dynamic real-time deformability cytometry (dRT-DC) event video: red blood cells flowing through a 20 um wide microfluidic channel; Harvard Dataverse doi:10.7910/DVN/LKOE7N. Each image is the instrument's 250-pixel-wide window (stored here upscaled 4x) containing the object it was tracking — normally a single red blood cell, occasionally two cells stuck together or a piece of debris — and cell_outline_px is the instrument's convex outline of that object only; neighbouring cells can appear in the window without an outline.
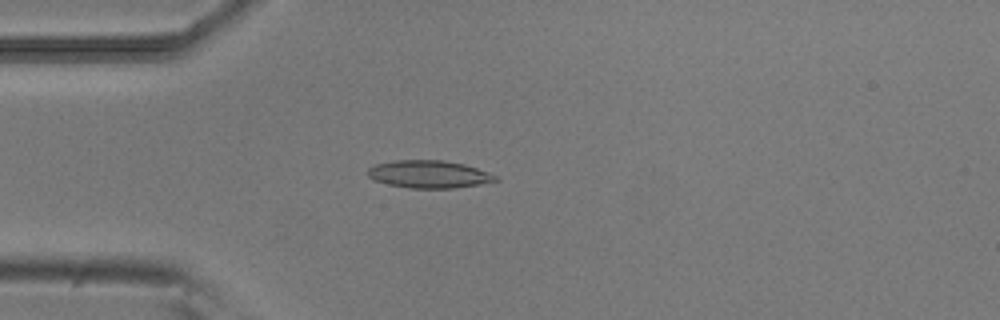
{"species": "common noctule bat (a hibernating species)", "species_latin": "Nyctalus noctula", "temperature_condition": "room temperature", "stored_images_in_passage": 53, "camera_frame_rate_fps": 3000, "um_per_image_px": 0.085, "animal": {"sex": "male", "body_mass_g": 20.5, "forearm_length_mm": 52.5}, "frame": {"image": 1, "passage_image": 14, "time_ms": 4.333, "image_size_px": [1000, 320], "cell_outline_px": [[500, 180], [480, 184], [456, 188], [412, 188], [388, 184], [372, 180], [368, 176], [368, 168], [376, 164], [392, 160], [444, 160], [464, 164], [500, 176]], "centroid_in_image_um": [36.48, 14.81], "position_along_channel_um": 48.5, "area_um2": 20.69}}
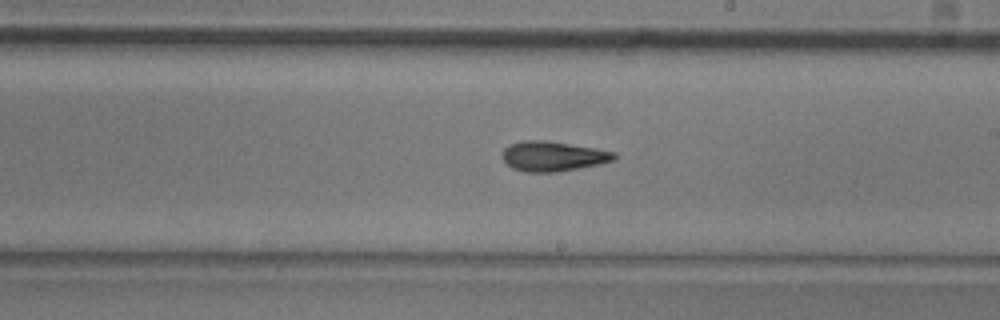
{"frame": {"image": 2, "passage_image": 30, "time_ms": 9.667, "image_size_px": [1000, 320], "cell_outline_px": [[620, 156], [616, 160], [600, 164], [580, 168], [556, 172], [524, 172], [512, 168], [500, 156], [504, 148], [508, 144], [524, 140], [544, 140], [596, 148], [616, 152]], "centroid_in_image_um": [47.03, 13.28], "position_along_channel_um": 242.0, "area_um2": 19.83}}
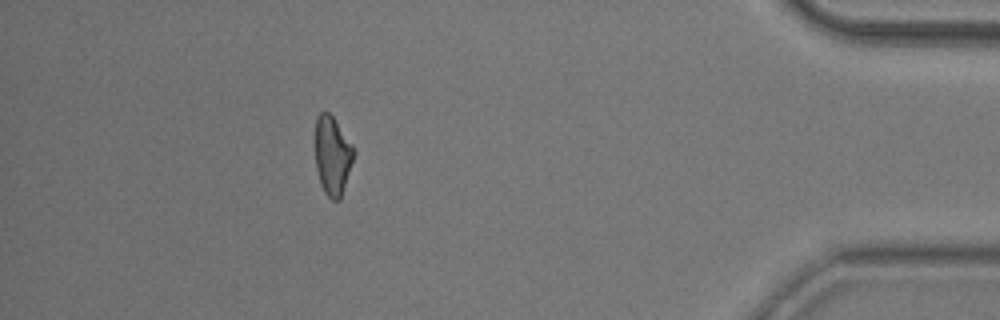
{"frame": {"image": 3, "passage_image": 47, "time_ms": 15.333, "image_size_px": [1000, 320], "cell_outline_px": [[356, 152], [340, 200], [332, 200], [324, 192], [320, 184], [316, 168], [316, 116], [320, 112], [328, 112], [332, 116], [356, 148]], "centroid_in_image_um": [28.28, 13.23], "position_along_channel_um": 406.9, "area_um2": 17.8}, "authors_computed_cell_mechanics": {"area_um2": 18.9006, "velocity_mm_per_s": 3.8304, "shape_relaxation_time_tau1_ms": 7.2379, "shape_relaxation_time_tau2_ms": 4.116, "deformation_change_tau1": 0.1885, "deformation_change_tau2": 0.1128}}